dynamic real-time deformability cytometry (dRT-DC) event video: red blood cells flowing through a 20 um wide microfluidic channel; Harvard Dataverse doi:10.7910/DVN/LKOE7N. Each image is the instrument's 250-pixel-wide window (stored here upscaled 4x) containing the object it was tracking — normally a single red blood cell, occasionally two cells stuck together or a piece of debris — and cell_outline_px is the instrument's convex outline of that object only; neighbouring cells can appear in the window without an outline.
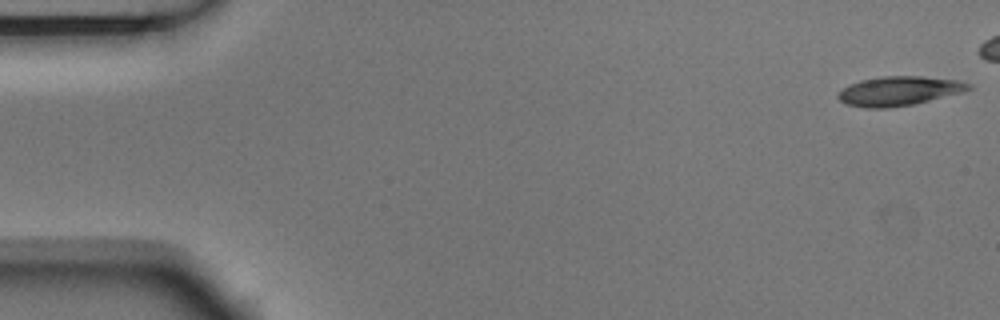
{"species": "Egyptian fruit bat (a non-hibernating species)", "species_latin": "Rousettus aegyptiacus", "temperature_condition": "room temperature", "stored_images_in_passage": 4, "camera_frame_rate_fps": 3000, "um_per_image_px": 0.085, "animal": {"sex": "male"}, "frame": {"image": 1, "passage_image": 1, "time_ms": 0.0, "image_size_px": [1000, 320], "cell_outline_px": [[972, 88], [960, 92], [912, 104], [888, 108], [864, 108], [848, 104], [840, 100], [836, 96], [848, 84], [860, 80], [884, 76], [924, 76], [956, 80], [972, 84]], "centroid_in_image_um": [76.38, 7.72], "position_along_channel_um": 8.6, "area_um2": 21.96}}